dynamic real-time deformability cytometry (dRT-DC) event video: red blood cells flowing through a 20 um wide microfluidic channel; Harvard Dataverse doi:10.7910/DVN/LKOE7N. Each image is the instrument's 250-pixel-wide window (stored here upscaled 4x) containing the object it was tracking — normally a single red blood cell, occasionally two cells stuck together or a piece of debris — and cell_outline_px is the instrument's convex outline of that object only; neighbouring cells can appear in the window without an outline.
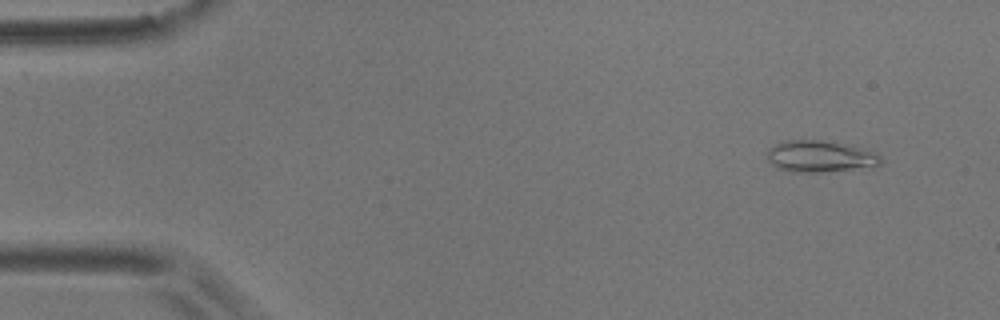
{"species": "common noctule bat (a hibernating species)", "species_latin": "Nyctalus noctula", "temperature_condition": "room temperature", "stored_images_in_passage": 4, "camera_frame_rate_fps": 3000, "um_per_image_px": 0.085, "animal": {"sex": "male", "body_mass_g": 17.9}, "frame": {"image": 1, "passage_image": 2, "time_ms": 0.333, "image_size_px": [1000, 320], "cell_outline_px": [[880, 164], [852, 168], [820, 172], [788, 172], [776, 168], [768, 160], [768, 152], [776, 144], [784, 140], [820, 140], [876, 152], [880, 156]], "centroid_in_image_um": [69.61, 13.3], "position_along_channel_um": 15.4, "area_um2": 20.17}}